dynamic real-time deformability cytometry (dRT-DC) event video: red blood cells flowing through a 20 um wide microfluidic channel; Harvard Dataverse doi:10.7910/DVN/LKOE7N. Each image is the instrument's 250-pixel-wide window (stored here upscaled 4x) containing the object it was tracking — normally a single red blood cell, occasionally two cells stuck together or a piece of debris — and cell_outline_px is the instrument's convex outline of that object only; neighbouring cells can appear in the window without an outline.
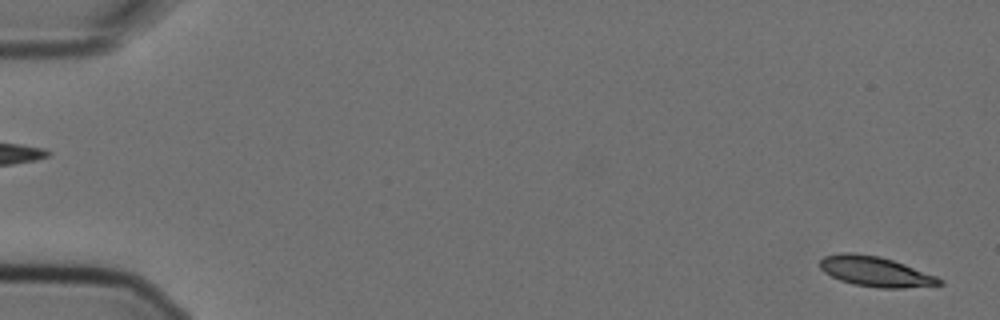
{"species": "Egyptian fruit bat (a non-hibernating species)", "species_latin": "Rousettus aegyptiacus", "temperature_condition": "cold", "stored_images_in_passage": 5, "segment_of_instrument_passage": [2, 2], "camera_frame_rate_fps": 3000, "um_per_image_px": 0.085, "animal": {"sex": "female"}, "frame": {"image": 1, "passage_image": 5, "time_ms": 1.333, "image_size_px": [1000, 320], "cell_outline_px": [[944, 284], [904, 288], [876, 288], [852, 284], [840, 280], [824, 272], [820, 268], [820, 260], [824, 256], [840, 252], [852, 252], [880, 256], [904, 264], [936, 276], [944, 280]], "centroid_in_image_um": [74.4, 23.08], "position_along_channel_um": 10.6, "area_um2": 21.04}}